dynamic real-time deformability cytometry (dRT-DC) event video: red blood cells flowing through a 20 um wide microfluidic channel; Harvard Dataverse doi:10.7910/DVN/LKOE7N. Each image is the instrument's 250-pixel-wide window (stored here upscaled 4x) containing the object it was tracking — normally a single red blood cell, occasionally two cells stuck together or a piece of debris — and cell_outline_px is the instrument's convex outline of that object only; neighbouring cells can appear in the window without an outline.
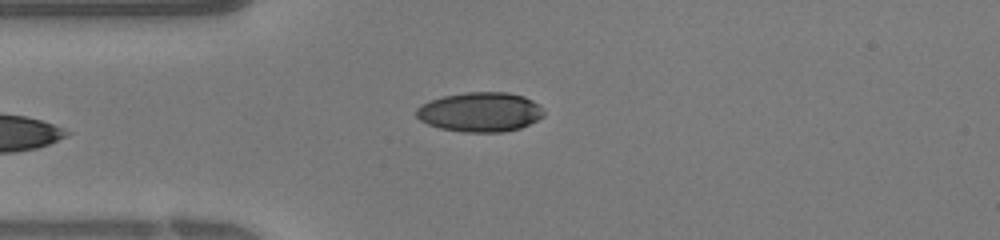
{"species": "human", "species_latin": "Homo sapiens", "temperature_condition": "warm", "stored_images_in_passage": 27, "camera_frame_rate_fps": 3000, "um_per_image_px": 0.085, "donor": {"sex": "female"}, "frame": {"image": 1, "passage_image": 1, "time_ms": 0.0, "image_size_px": [1000, 240], "cell_outline_px": [[544, 116], [520, 128], [504, 132], [464, 132], [440, 128], [428, 124], [420, 120], [416, 116], [416, 108], [420, 104], [444, 96], [468, 92], [508, 92], [524, 96], [540, 104], [544, 112]], "centroid_in_image_um": [40.82, 9.52], "position_along_channel_um": 44.2, "area_um2": 29.42}}